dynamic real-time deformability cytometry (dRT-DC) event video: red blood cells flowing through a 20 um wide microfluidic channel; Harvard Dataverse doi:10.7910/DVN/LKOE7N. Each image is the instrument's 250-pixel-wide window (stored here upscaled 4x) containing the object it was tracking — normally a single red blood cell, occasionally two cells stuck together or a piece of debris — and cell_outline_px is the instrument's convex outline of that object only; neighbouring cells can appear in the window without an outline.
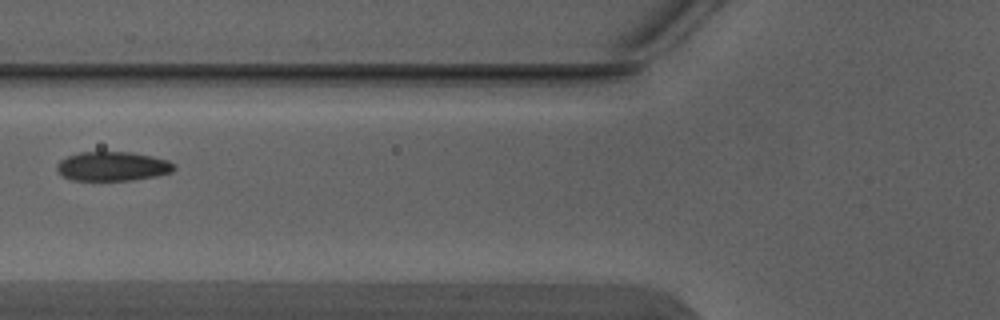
{"species": "Egyptian fruit bat (a non-hibernating species)", "species_latin": "Rousettus aegyptiacus", "temperature_condition": "warm", "stored_images_in_passage": 4, "camera_frame_rate_fps": 3000, "um_per_image_px": 0.085, "animal": {"sex": "male"}, "frame": {"image": 1, "passage_image": 3, "time_ms": 0.667, "image_size_px": [1000, 320], "cell_outline_px": [[176, 168], [172, 172], [156, 176], [132, 180], [72, 180], [64, 176], [56, 168], [56, 164], [60, 160], [68, 156], [80, 152], [132, 152], [152, 156], [168, 160], [176, 164]], "centroid_in_image_um": [9.61, 14.13], "position_along_channel_um": 116.2, "area_um2": 20.0}}